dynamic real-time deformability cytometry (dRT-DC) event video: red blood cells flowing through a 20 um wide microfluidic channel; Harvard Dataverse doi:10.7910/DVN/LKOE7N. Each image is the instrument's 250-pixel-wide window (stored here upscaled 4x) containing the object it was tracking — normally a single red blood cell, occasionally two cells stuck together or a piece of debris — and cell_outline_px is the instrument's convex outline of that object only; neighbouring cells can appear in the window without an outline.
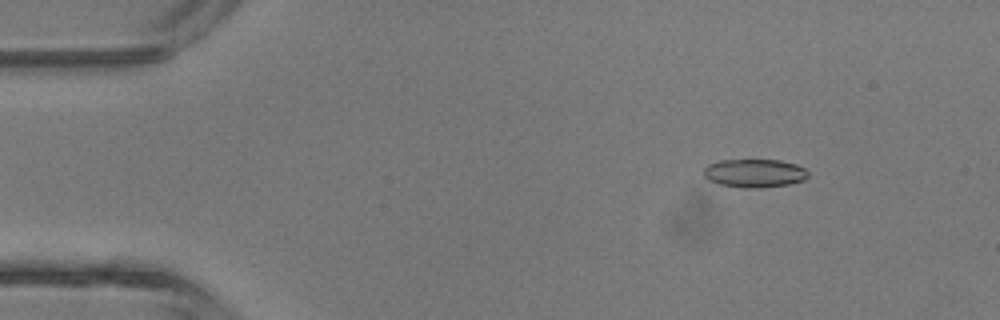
{"species": "common noctule bat (a hibernating species)", "species_latin": "Nyctalus noctula", "temperature_condition": "room temperature", "stored_images_in_passage": 43, "camera_frame_rate_fps": 3000, "um_per_image_px": 0.085, "animal": {"sex": "male", "body_mass_g": 13.3}, "frame": {"image": 1, "passage_image": 5, "time_ms": 1.333, "image_size_px": [1000, 320], "cell_outline_px": [[808, 176], [804, 180], [788, 184], [760, 188], [744, 188], [720, 184], [708, 180], [704, 176], [704, 168], [708, 164], [720, 160], [780, 160], [796, 164], [804, 168], [808, 172]], "centroid_in_image_um": [64.13, 14.72], "position_along_channel_um": 20.9, "area_um2": 17.28}}
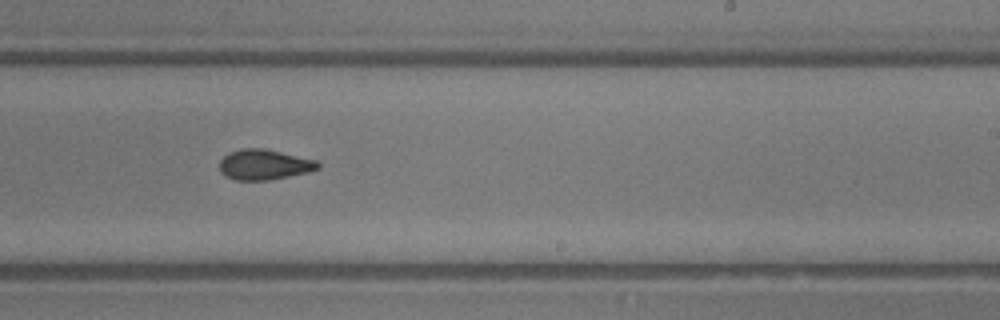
{"frame": {"image": 2, "passage_image": 26, "time_ms": 8.333, "image_size_px": [1000, 320], "cell_outline_px": [[320, 168], [308, 172], [268, 180], [236, 180], [224, 176], [220, 172], [220, 160], [228, 152], [240, 148], [264, 148], [316, 160], [320, 164]], "centroid_in_image_um": [22.43, 13.98], "position_along_channel_um": 266.6, "area_um2": 17.46}}
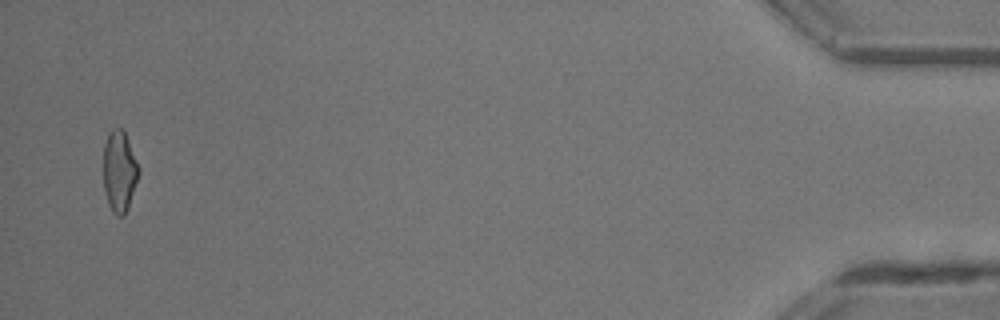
{"frame": {"image": 3, "passage_image": 42, "time_ms": 13.667, "image_size_px": [1000, 320], "cell_outline_px": [[140, 172], [128, 208], [124, 216], [116, 216], [112, 212], [108, 204], [104, 192], [104, 144], [108, 132], [116, 128], [124, 128], [140, 168]], "centroid_in_image_um": [10.16, 14.56], "position_along_channel_um": 425.0, "area_um2": 16.99}, "authors_computed_cell_mechanics": {"area_um2": 17.4556, "velocity_mm_per_s": 4.6932, "shape_relaxation_time_tau1_ms": 5.5247, "shape_relaxation_time_tau2_ms": 1.6696, "deformation_change_tau1": 0.1731, "deformation_change_tau2": 0.0839}}